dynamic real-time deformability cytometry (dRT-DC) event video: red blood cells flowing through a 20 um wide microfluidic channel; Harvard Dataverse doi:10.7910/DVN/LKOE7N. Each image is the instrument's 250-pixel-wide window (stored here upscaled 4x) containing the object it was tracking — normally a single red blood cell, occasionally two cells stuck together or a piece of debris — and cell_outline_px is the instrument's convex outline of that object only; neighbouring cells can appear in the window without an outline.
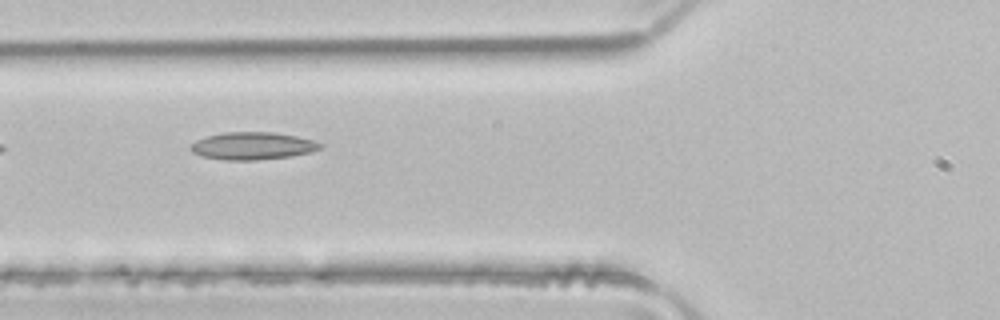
{"species": "common noctule bat (a hibernating species)", "species_latin": "Nyctalus noctula", "temperature_condition": "room temperature", "stored_images_in_passage": 7, "camera_frame_rate_fps": 3000, "um_per_image_px": 0.085, "animal": {"sex": "male", "body_mass_g": 21.5, "forearm_length_mm": 52.0}, "frame": {"image": 1, "passage_image": 5, "time_ms": 1.333, "image_size_px": [1000, 320], "cell_outline_px": [[324, 144], [320, 148], [308, 152], [292, 156], [256, 160], [224, 160], [204, 156], [192, 152], [188, 148], [196, 140], [208, 136], [224, 132], [272, 132], [296, 136], [316, 140]], "centroid_in_image_um": [21.48, 12.4], "position_along_channel_um": 104.3, "area_um2": 20.69}}
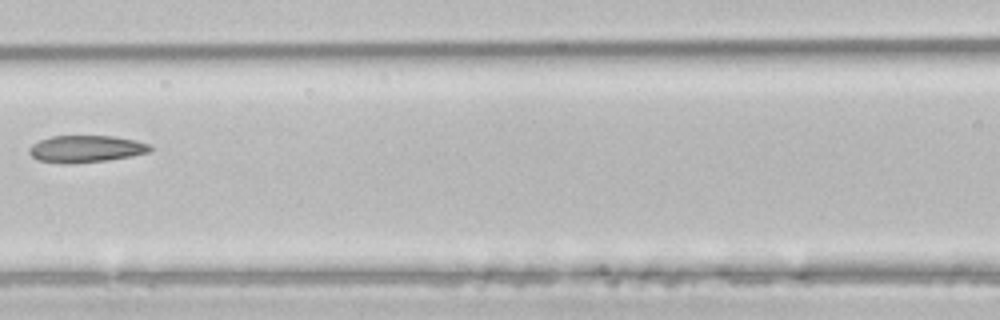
{"frame": {"image": 2, "passage_image": 6, "time_ms": 1.667, "image_size_px": [1000, 320], "cell_outline_px": [[152, 152], [132, 156], [108, 160], [64, 164], [36, 160], [28, 152], [28, 148], [32, 144], [40, 140], [52, 136], [116, 136], [148, 144], [152, 148]], "centroid_in_image_um": [7.28, 12.66], "position_along_channel_um": 159.3, "area_um2": 19.07}}
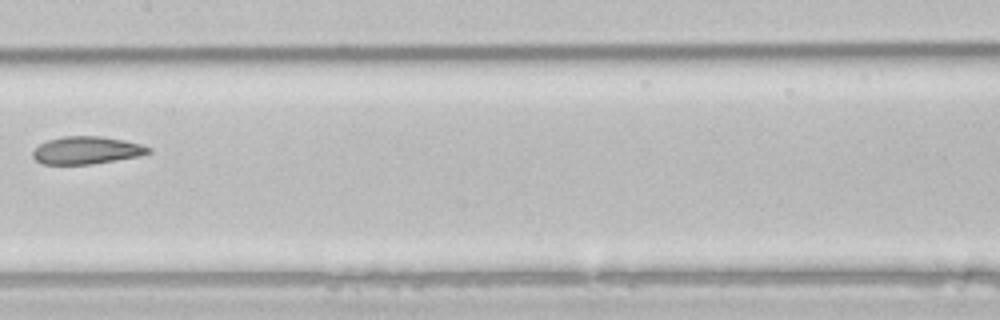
{"frame": {"image": 3, "passage_image": 7, "time_ms": 2.0, "image_size_px": [1000, 320], "cell_outline_px": [[152, 152], [140, 156], [92, 164], [40, 164], [32, 156], [32, 152], [40, 144], [48, 140], [64, 136], [100, 136], [124, 140], [140, 144], [152, 148]], "centroid_in_image_um": [7.38, 12.78], "position_along_channel_um": 200.0, "area_um2": 18.61}}